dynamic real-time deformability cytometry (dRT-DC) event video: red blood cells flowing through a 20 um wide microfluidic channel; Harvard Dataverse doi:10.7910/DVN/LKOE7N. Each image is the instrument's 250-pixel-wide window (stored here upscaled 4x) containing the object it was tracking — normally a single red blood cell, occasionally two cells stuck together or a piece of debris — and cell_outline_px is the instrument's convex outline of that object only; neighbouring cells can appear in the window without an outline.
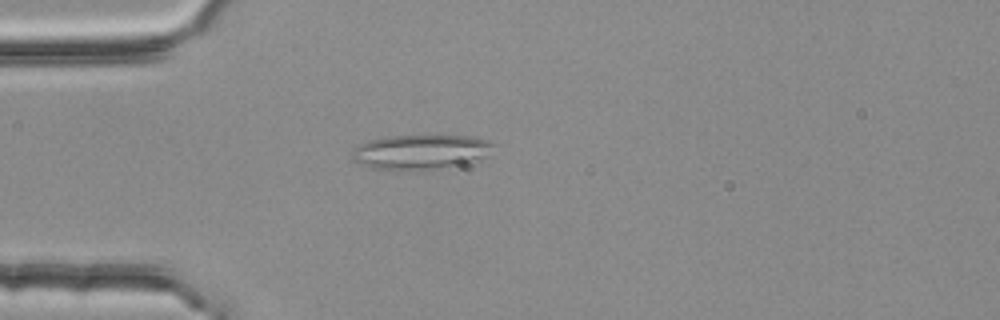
{"species": "common noctule bat (a hibernating species)", "species_latin": "Nyctalus noctula", "temperature_condition": "room temperature", "stored_images_in_passage": 4, "camera_frame_rate_fps": 3000, "um_per_image_px": 0.085, "animal": {"sex": "female", "body_mass_g": 25.1}, "frame": {"image": 1, "passage_image": 4, "time_ms": 1.0, "image_size_px": [1000, 320], "cell_outline_px": [[496, 144], [488, 156], [468, 164], [416, 172], [372, 168], [360, 164], [352, 160], [352, 152], [360, 144], [368, 140], [384, 136], [472, 136], [488, 140]], "centroid_in_image_um": [35.79, 12.94], "position_along_channel_um": 49.2, "area_um2": 29.36}}